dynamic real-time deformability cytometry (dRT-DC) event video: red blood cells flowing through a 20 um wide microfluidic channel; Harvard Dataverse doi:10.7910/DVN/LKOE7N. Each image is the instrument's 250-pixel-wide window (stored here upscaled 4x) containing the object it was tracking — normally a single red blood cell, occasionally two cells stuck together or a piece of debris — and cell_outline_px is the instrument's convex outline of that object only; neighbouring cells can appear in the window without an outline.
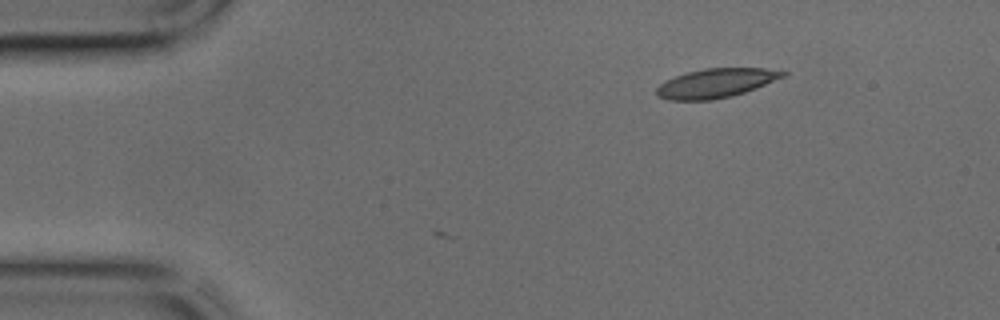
{"species": "common noctule bat (a hibernating species)", "species_latin": "Nyctalus noctula", "temperature_condition": "cold", "stored_images_in_passage": 3, "camera_frame_rate_fps": 3000, "um_per_image_px": 0.085, "animal": {"sex": "male", "body_mass_g": 17.9, "forearm_length_mm": 54.2}, "frame": {"image": 1, "passage_image": 3, "time_ms": 0.667, "image_size_px": [1000, 320], "cell_outline_px": [[788, 76], [756, 88], [732, 96], [712, 100], [668, 100], [656, 96], [656, 88], [660, 84], [676, 76], [688, 72], [704, 68], [764, 68], [788, 72]], "centroid_in_image_um": [60.89, 7.07], "position_along_channel_um": 24.1, "area_um2": 21.5}}